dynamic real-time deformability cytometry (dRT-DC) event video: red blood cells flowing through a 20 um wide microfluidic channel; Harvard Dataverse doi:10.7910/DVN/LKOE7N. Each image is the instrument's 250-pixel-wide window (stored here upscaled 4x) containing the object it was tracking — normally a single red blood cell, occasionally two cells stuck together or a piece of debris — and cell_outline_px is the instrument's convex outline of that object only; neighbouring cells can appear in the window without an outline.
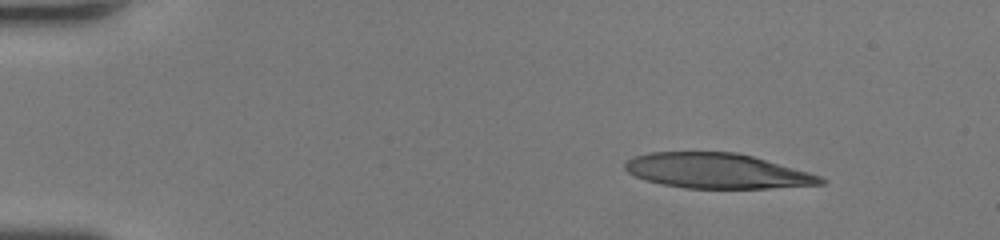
{"species": "human", "species_latin": "Homo sapiens", "temperature_condition": "room temperature", "stored_images_in_passage": 43, "camera_frame_rate_fps": 3000, "um_per_image_px": 0.085, "donor": {"sex": "female"}, "frame": {"image": 1, "passage_image": 1, "time_ms": 0.0, "image_size_px": [1000, 240], "cell_outline_px": [[828, 180], [824, 184], [768, 188], [684, 188], [660, 184], [636, 176], [628, 172], [624, 168], [624, 164], [628, 160], [636, 156], [648, 152], [736, 152], [752, 156], [808, 172], [820, 176]], "centroid_in_image_um": [60.94, 14.53], "position_along_channel_um": 24.1, "area_um2": 39.71}}
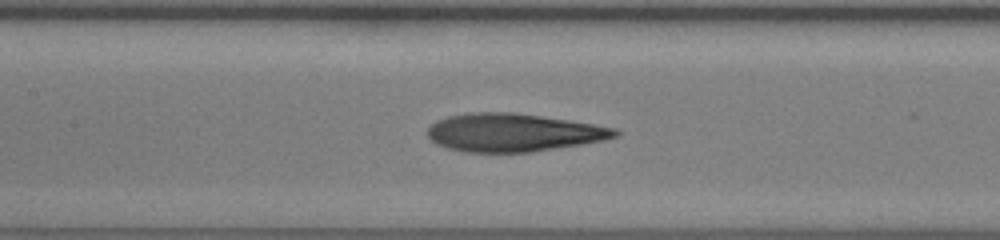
{"frame": {"image": 2, "passage_image": 18, "time_ms": 5.667, "image_size_px": [1000, 240], "cell_outline_px": [[620, 136], [604, 140], [532, 152], [468, 152], [448, 148], [436, 144], [428, 136], [428, 128], [436, 120], [448, 116], [468, 112], [512, 112], [568, 120], [616, 128], [620, 132]], "centroid_in_image_um": [43.62, 11.26], "position_along_channel_um": 163.8, "area_um2": 41.44}}
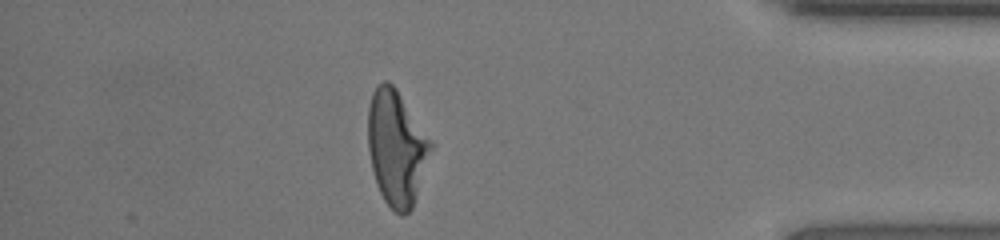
{"frame": {"image": 3, "passage_image": 37, "time_ms": 12.0, "image_size_px": [1000, 240], "cell_outline_px": [[436, 144], [412, 208], [404, 216], [400, 216], [384, 200], [376, 184], [372, 168], [368, 148], [368, 108], [372, 92], [384, 80], [388, 80], [396, 88]], "centroid_in_image_um": [33.75, 12.56], "position_along_channel_um": 401.5, "area_um2": 42.77}, "authors_computed_cell_mechanics": {"area_um2": 41.7316, "velocity_mm_per_s": 4.2632, "shape_relaxation_time_tau1_ms": null, "shape_relaxation_time_tau2_ms": 2.1743, "deformation_change_tau1": null, "deformation_change_tau2": 0.1197}}